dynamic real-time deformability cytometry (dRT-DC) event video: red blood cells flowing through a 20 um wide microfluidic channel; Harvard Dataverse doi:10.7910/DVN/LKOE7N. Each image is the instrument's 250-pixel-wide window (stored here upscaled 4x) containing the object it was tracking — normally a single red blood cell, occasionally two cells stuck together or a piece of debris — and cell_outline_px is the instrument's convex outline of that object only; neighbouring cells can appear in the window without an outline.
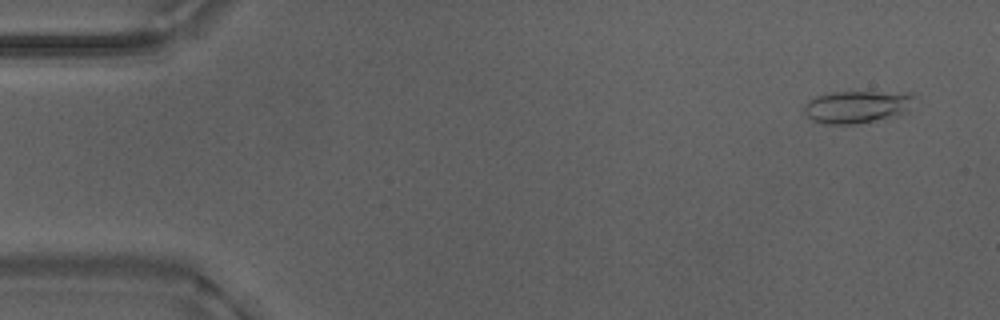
{"species": "Egyptian fruit bat (a non-hibernating species)", "species_latin": "Rousettus aegyptiacus", "temperature_condition": "warm", "stored_images_in_passage": 47, "camera_frame_rate_fps": 3000, "um_per_image_px": 0.085, "animal": {"sex": "male"}, "frame": {"image": 1, "passage_image": 3, "time_ms": 0.667, "image_size_px": [1000, 320], "cell_outline_px": [[916, 96], [896, 116], [856, 124], [824, 124], [812, 120], [804, 112], [804, 104], [808, 100], [816, 96], [832, 92], [912, 92]], "centroid_in_image_um": [72.77, 9.07], "position_along_channel_um": 12.2, "area_um2": 20.58}}
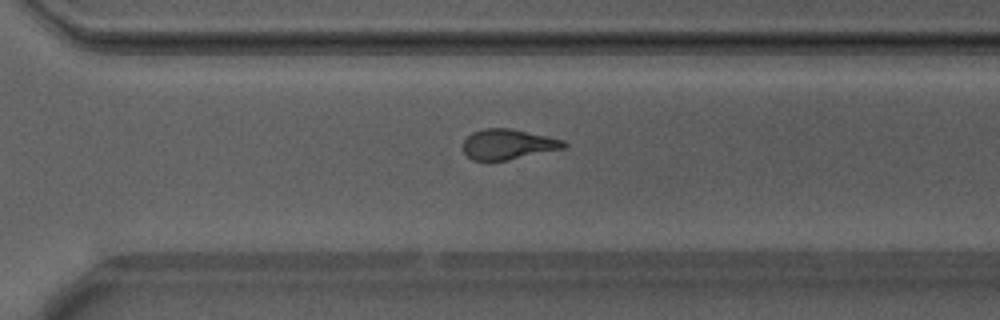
{"frame": {"image": 2, "passage_image": 37, "time_ms": 12.0, "image_size_px": [1000, 320], "cell_outline_px": [[568, 144], [564, 148], [508, 160], [472, 160], [464, 152], [464, 140], [472, 132], [484, 128], [512, 128], [548, 136], [564, 140]], "centroid_in_image_um": [43.2, 12.25], "position_along_channel_um": 327.4, "area_um2": 17.74}}
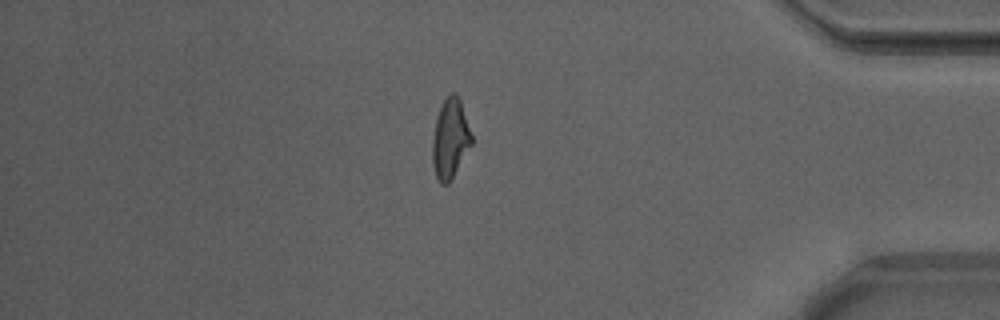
{"frame": {"image": 3, "passage_image": 45, "time_ms": 14.667, "image_size_px": [1000, 320], "cell_outline_px": [[472, 144], [452, 180], [448, 184], [440, 184], [436, 176], [432, 160], [432, 140], [436, 116], [444, 100], [452, 92], [456, 92], [460, 100], [472, 136]], "centroid_in_image_um": [38.26, 11.82], "position_along_channel_um": 396.9, "area_um2": 18.21}, "authors_computed_cell_mechanics": {"area_um2": 18.6116, "velocity_mm_per_s": 3.8765, "shape_relaxation_time_tau1_ms": 5.6751, "shape_relaxation_time_tau2_ms": 1.7208, "deformation_change_tau1": 0.1969, "deformation_change_tau2": 0.1145}}